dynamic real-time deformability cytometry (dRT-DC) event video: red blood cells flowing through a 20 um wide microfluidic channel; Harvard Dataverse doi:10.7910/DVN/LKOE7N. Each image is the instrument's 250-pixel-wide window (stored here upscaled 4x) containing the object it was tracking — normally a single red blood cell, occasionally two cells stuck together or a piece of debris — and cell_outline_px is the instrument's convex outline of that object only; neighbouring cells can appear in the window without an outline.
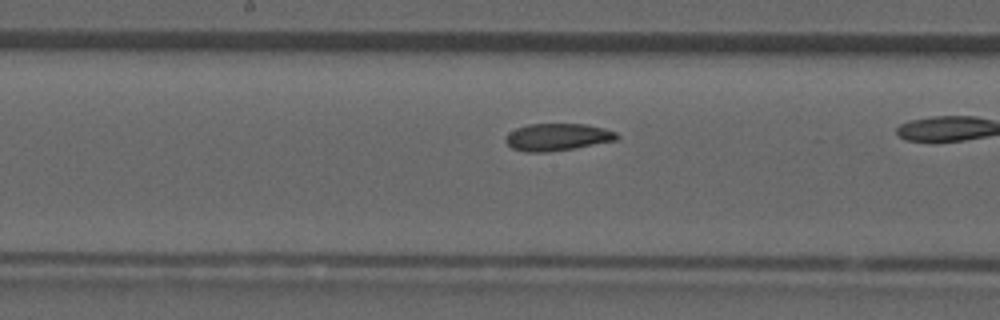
{"species": "common noctule bat (a hibernating species)", "species_latin": "Nyctalus noctula", "temperature_condition": "room temperature", "stored_images_in_passage": 18, "camera_frame_rate_fps": 3000, "um_per_image_px": 0.085, "animal": {"sex": "male", "forearm_length_mm": 52.5}, "frame": {"image": 1, "passage_image": 8, "time_ms": 2.333, "image_size_px": [1000, 320], "cell_outline_px": [[620, 136], [616, 140], [576, 148], [548, 152], [528, 152], [512, 148], [504, 140], [508, 132], [516, 128], [528, 124], [584, 124], [604, 128], [616, 132]], "centroid_in_image_um": [47.37, 11.65], "position_along_channel_um": 200.8, "area_um2": 17.69}}